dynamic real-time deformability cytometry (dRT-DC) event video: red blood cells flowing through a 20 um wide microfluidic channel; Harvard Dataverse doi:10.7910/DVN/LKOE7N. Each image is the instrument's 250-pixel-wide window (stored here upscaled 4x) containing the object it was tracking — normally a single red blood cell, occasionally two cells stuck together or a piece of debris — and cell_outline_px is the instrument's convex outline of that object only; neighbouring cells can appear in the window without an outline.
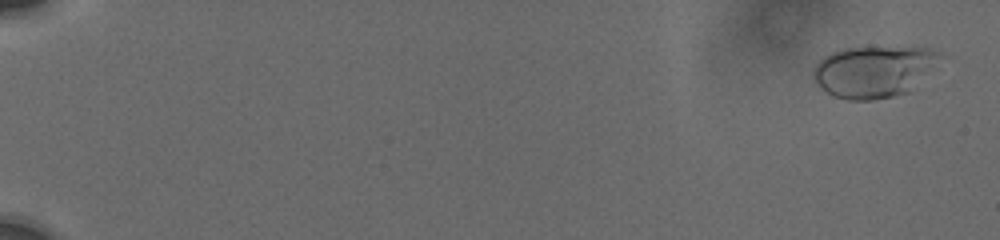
{"species": "human", "species_latin": "Homo sapiens", "temperature_condition": "cold", "stored_images_in_passage": 46, "camera_frame_rate_fps": 3000, "um_per_image_px": 0.085, "donor": {"sex": "male"}, "frame": {"image": 1, "passage_image": 1, "time_ms": 0.0, "image_size_px": [1000, 240], "cell_outline_px": [[940, 56], [908, 92], [892, 96], [872, 100], [848, 100], [832, 96], [820, 88], [816, 84], [812, 76], [812, 72], [816, 64], [824, 56], [832, 52], [844, 48], [928, 48], [940, 52]], "centroid_in_image_um": [74.14, 6.09], "position_along_channel_um": 10.9, "area_um2": 37.22}}
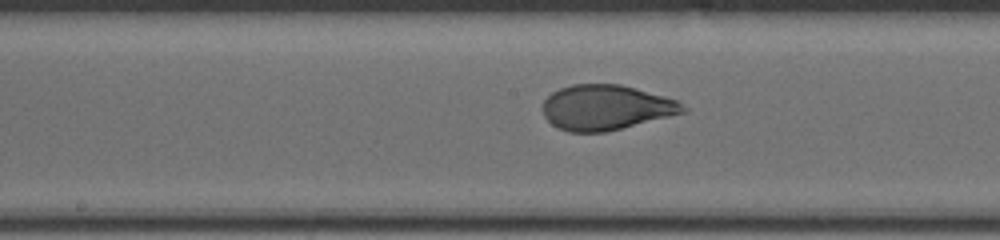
{"frame": {"image": 2, "passage_image": 25, "time_ms": 10.333, "image_size_px": [1000, 240], "cell_outline_px": [[688, 108], [684, 112], [604, 132], [568, 132], [552, 124], [544, 116], [544, 100], [552, 92], [560, 88], [572, 84], [620, 84], [664, 96], [676, 100]], "centroid_in_image_um": [51.48, 9.12], "position_along_channel_um": 196.7, "area_um2": 36.3}}
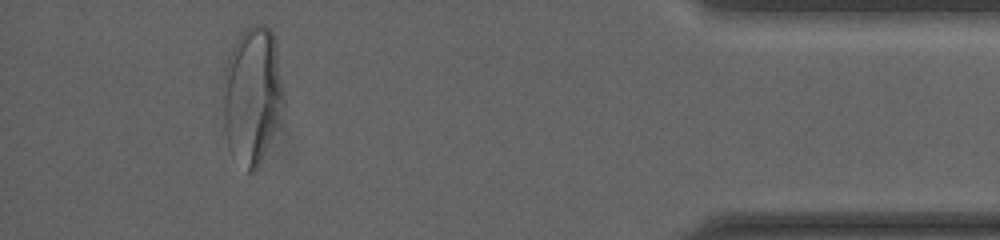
{"frame": {"image": 3, "passage_image": 42, "time_ms": 17.333, "image_size_px": [1000, 240], "cell_outline_px": [[288, 104], [256, 168], [252, 172], [248, 172], [228, 148], [224, 128], [224, 68], [232, 48], [240, 32], [252, 24], [264, 24], [272, 32], [276, 48]], "centroid_in_image_um": [21.48, 8.06], "position_along_channel_um": 413.7, "area_um2": 48.9}, "authors_computed_cell_mechanics": {"area_um2": 37.0787, "velocity_mm_per_s": 3.7464, "shape_relaxation_time_tau1_ms": 5.8944, "shape_relaxation_time_tau2_ms": null, "deformation_change_tau1": 0.2078, "deformation_change_tau2": null}}